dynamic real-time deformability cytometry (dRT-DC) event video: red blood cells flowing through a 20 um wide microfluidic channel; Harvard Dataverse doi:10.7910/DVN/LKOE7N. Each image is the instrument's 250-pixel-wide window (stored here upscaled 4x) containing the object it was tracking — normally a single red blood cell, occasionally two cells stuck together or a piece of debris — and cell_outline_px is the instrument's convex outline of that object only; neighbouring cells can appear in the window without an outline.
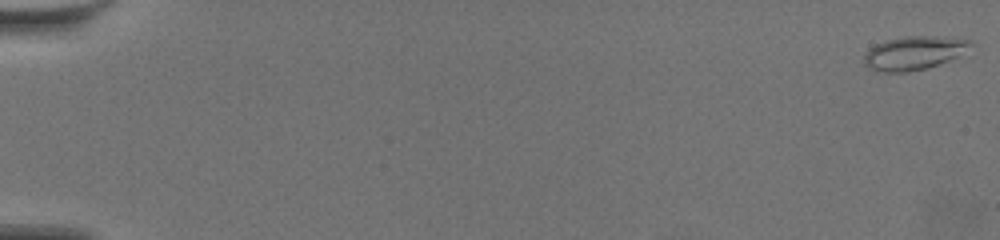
{"species": "common noctule bat (a hibernating species)", "species_latin": "Nyctalus noctula", "temperature_condition": "warm", "stored_images_in_passage": 17, "camera_frame_rate_fps": 3000, "um_per_image_px": 0.085, "animal": {"sex": "female", "body_mass_g": 19.5, "forearm_length_mm": 54.1}, "frame": {"image": 1, "passage_image": 1, "time_ms": 0.0, "image_size_px": [1000, 240], "cell_outline_px": [[976, 44], [956, 56], [940, 64], [928, 68], [904, 72], [884, 72], [868, 68], [864, 64], [864, 52], [868, 48], [876, 44], [888, 40], [904, 36], [944, 36], [972, 40]], "centroid_in_image_um": [77.68, 4.49], "position_along_channel_um": 7.3, "area_um2": 20.98}}
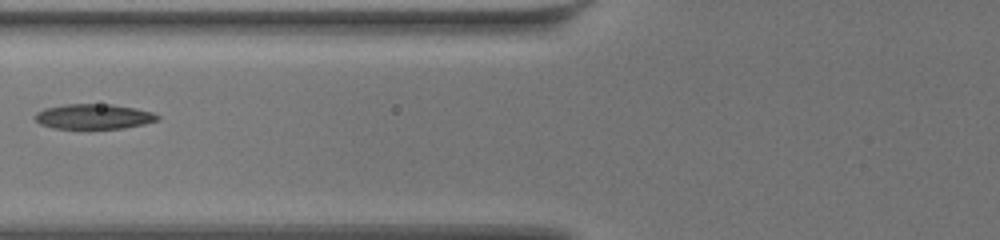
{"frame": {"image": 2, "passage_image": 13, "time_ms": 4.0, "image_size_px": [1000, 240], "cell_outline_px": [[160, 120], [144, 124], [124, 128], [52, 128], [40, 124], [32, 116], [36, 112], [44, 108], [64, 104], [112, 104], [136, 108], [152, 112], [160, 116]], "centroid_in_image_um": [7.95, 9.89], "position_along_channel_um": 117.8, "area_um2": 18.03}}
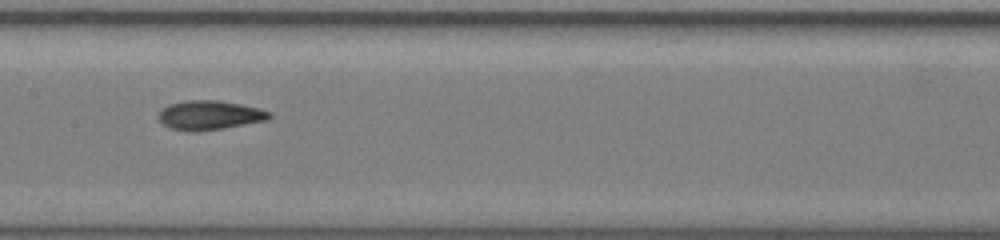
{"frame": {"image": 3, "passage_image": 16, "time_ms": 5.0, "image_size_px": [1000, 240], "cell_outline_px": [[272, 116], [268, 120], [224, 128], [196, 132], [192, 132], [168, 128], [160, 124], [156, 116], [168, 104], [184, 100], [220, 100], [260, 108], [272, 112]], "centroid_in_image_um": [17.79, 9.79], "position_along_channel_um": 189.6, "area_um2": 19.31}}